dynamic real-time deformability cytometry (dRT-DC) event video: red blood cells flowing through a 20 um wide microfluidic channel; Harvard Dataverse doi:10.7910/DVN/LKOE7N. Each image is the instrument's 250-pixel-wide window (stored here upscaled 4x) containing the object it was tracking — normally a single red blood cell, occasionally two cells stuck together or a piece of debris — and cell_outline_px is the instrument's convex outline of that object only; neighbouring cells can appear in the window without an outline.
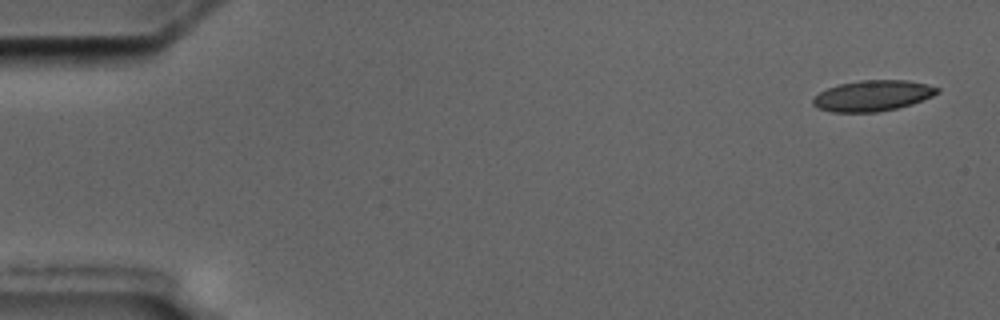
{"species": "common noctule bat (a hibernating species)", "species_latin": "Nyctalus noctula", "temperature_condition": "cold", "stored_images_in_passage": 5, "camera_frame_rate_fps": 3000, "um_per_image_px": 0.085, "animal": {"sex": "male", "body_mass_g": 17.5, "forearm_length_mm": 52.3}, "frame": {"image": 1, "passage_image": 1, "time_ms": 0.0, "image_size_px": [1000, 320], "cell_outline_px": [[940, 92], [932, 96], [912, 104], [896, 108], [876, 112], [832, 112], [816, 108], [812, 104], [812, 100], [820, 92], [828, 88], [840, 84], [860, 80], [908, 80], [940, 88]], "centroid_in_image_um": [74.16, 8.14], "position_along_channel_um": 10.8, "area_um2": 22.2}}
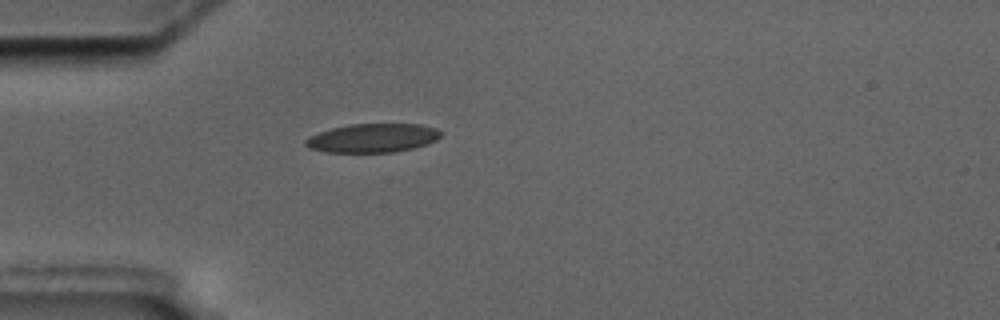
{"frame": {"image": 2, "passage_image": 5, "time_ms": 4.667, "image_size_px": [1000, 320], "cell_outline_px": [[444, 132], [436, 140], [428, 144], [412, 148], [392, 152], [324, 152], [312, 148], [304, 144], [304, 140], [308, 136], [332, 128], [348, 124], [420, 124], [436, 128]], "centroid_in_image_um": [31.69, 11.72], "position_along_channel_um": 53.3, "area_um2": 22.72}}